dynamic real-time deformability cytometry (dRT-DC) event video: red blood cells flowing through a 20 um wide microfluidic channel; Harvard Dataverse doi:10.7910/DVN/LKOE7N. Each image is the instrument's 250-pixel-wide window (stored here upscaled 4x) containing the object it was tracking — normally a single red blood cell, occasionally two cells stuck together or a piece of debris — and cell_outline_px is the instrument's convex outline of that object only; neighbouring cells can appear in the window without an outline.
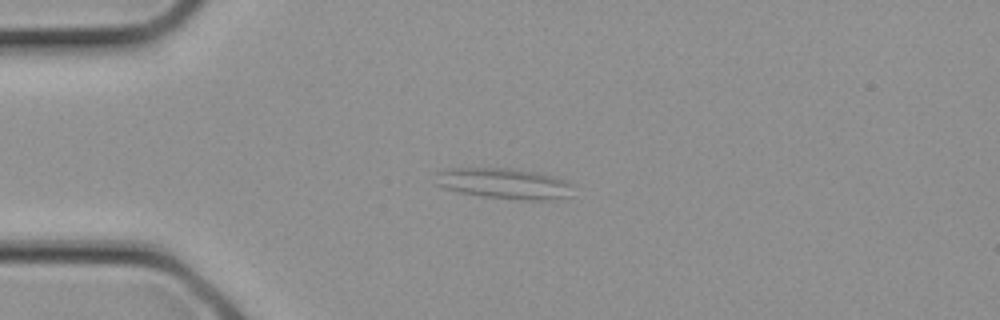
{"species": "common noctule bat (a hibernating species)", "species_latin": "Nyctalus noctula", "temperature_condition": "cold", "stored_images_in_passage": 6, "camera_frame_rate_fps": 3000, "um_per_image_px": 0.085, "animal": {"sex": "female", "body_mass_g": 21.9}, "frame": {"image": 1, "passage_image": 1, "time_ms": 0.0, "image_size_px": [1000, 320], "cell_outline_px": [[572, 196], [552, 200], [520, 200], [480, 196], [460, 192], [444, 188], [432, 184], [436, 172], [448, 168], [512, 168], [536, 172], [552, 176], [564, 180], [572, 184]], "centroid_in_image_um": [42.81, 15.6], "position_along_channel_um": 42.2, "area_um2": 25.09}}
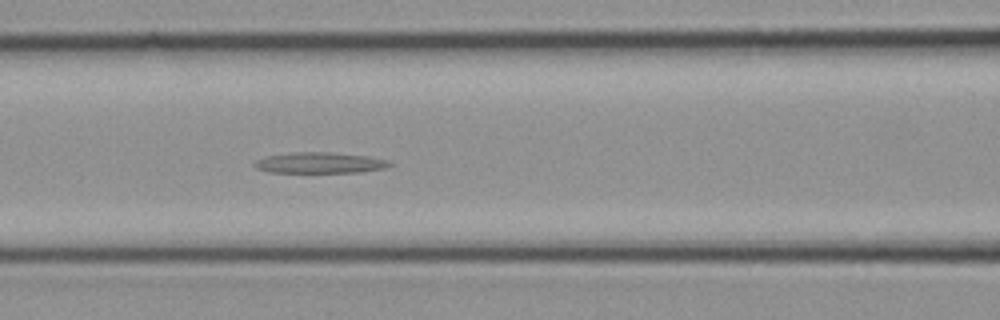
{"frame": {"image": 2, "passage_image": 6, "time_ms": 1.667, "image_size_px": [1000, 320], "cell_outline_px": [[392, 164], [388, 168], [360, 172], [268, 172], [256, 168], [252, 164], [256, 160], [264, 156], [292, 152], [332, 152], [368, 156], [388, 160]], "centroid_in_image_um": [27.18, 13.83], "position_along_channel_um": 139.4, "area_um2": 16.59}}